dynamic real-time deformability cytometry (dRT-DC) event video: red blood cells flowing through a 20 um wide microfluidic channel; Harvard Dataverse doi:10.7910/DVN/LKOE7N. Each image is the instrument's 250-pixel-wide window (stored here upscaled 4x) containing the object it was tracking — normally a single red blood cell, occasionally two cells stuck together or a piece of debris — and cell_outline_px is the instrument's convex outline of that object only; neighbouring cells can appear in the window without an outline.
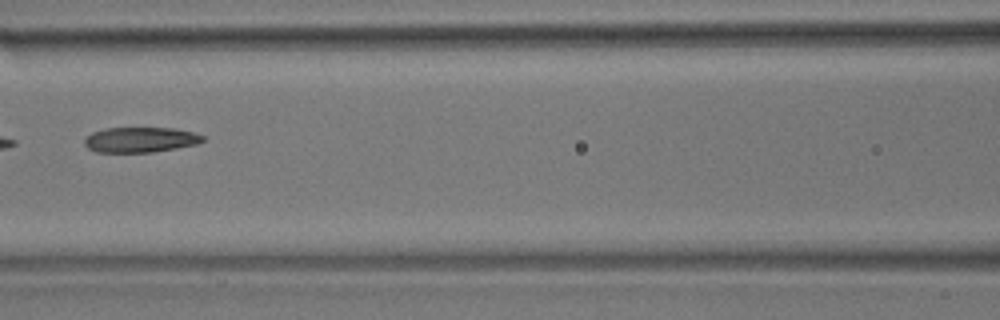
{"species": "common noctule bat (a hibernating species)", "species_latin": "Nyctalus noctula", "temperature_condition": "room temperature", "stored_images_in_passage": 5, "camera_frame_rate_fps": 3000, "um_per_image_px": 0.085, "animal": {"sex": "male", "body_mass_g": 17.9}, "frame": {"image": 1, "passage_image": 5, "time_ms": 1.333, "image_size_px": [1000, 320], "cell_outline_px": [[204, 140], [196, 144], [176, 148], [152, 152], [96, 152], [88, 148], [84, 144], [84, 140], [92, 132], [104, 128], [176, 128], [192, 132], [204, 136]], "centroid_in_image_um": [11.92, 11.87], "position_along_channel_um": 154.7, "area_um2": 17.34}}